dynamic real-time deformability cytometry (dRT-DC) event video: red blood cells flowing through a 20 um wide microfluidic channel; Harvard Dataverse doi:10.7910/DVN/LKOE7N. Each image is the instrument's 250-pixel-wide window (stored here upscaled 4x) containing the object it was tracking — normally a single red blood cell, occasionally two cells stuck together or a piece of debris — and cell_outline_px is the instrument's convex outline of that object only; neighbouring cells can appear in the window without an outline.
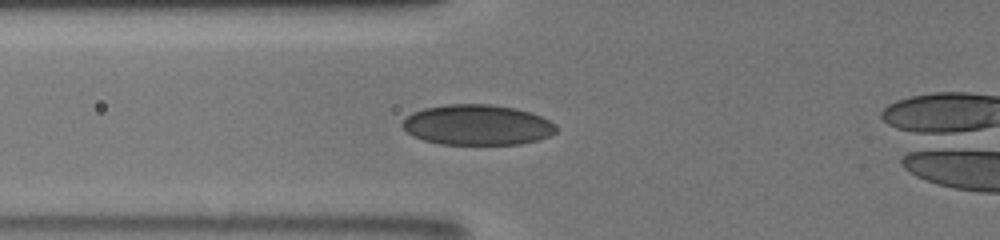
{"species": "human", "species_latin": "Homo sapiens", "temperature_condition": "room temperature", "stored_images_in_passage": 35, "camera_frame_rate_fps": 3000, "um_per_image_px": 0.085, "donor": {"sex": "male"}, "frame": {"image": 1, "passage_image": 11, "time_ms": 3.667, "image_size_px": [1000, 240], "cell_outline_px": [[556, 132], [548, 136], [536, 140], [520, 144], [440, 144], [424, 140], [412, 136], [400, 124], [412, 112], [424, 108], [448, 104], [492, 104], [516, 108], [532, 112], [556, 124]], "centroid_in_image_um": [40.56, 10.61], "position_along_channel_um": 85.2, "area_um2": 36.24}}
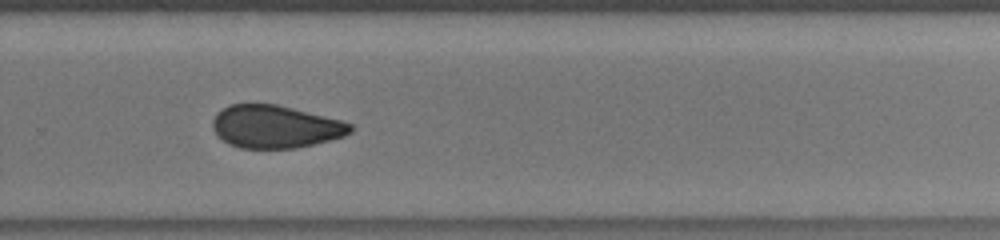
{"frame": {"image": 2, "passage_image": 24, "time_ms": 9.333, "image_size_px": [1000, 240], "cell_outline_px": [[352, 132], [344, 136], [296, 148], [240, 148], [228, 144], [212, 128], [212, 120], [224, 108], [232, 104], [276, 104], [340, 120], [352, 124]], "centroid_in_image_um": [23.4, 10.77], "position_along_channel_um": 306.4, "area_um2": 33.81}}
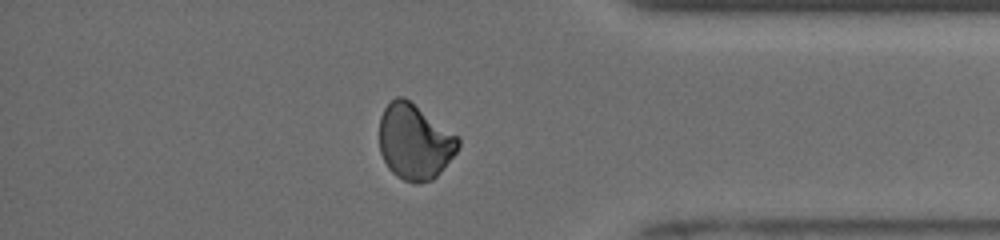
{"frame": {"image": 3, "passage_image": 32, "time_ms": 12.0, "image_size_px": [1000, 240], "cell_outline_px": [[460, 148], [440, 172], [432, 180], [420, 184], [416, 184], [404, 180], [396, 176], [388, 168], [380, 152], [380, 116], [384, 108], [396, 96], [404, 96], [460, 136]], "centroid_in_image_um": [35.27, 12.05], "position_along_channel_um": 399.9, "area_um2": 35.08}}